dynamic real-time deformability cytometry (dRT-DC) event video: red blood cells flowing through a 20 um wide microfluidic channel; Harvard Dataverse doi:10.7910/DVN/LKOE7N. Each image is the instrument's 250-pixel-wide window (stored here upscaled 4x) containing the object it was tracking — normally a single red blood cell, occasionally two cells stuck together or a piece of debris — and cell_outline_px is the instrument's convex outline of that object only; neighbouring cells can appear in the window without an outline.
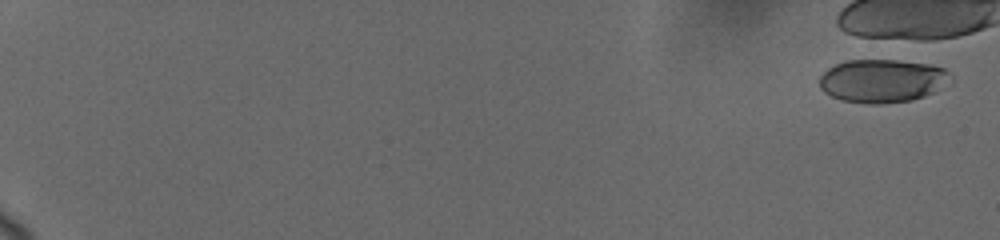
{"species": "human", "species_latin": "Homo sapiens", "temperature_condition": "cold", "stored_images_in_passage": 4, "camera_frame_rate_fps": 3000, "um_per_image_px": 0.085, "donor": {"sex": "female"}, "frame": {"image": 1, "passage_image": 3, "time_ms": 0.667, "image_size_px": [1000, 240], "cell_outline_px": [[948, 72], [932, 92], [924, 96], [912, 100], [880, 104], [868, 104], [840, 100], [824, 92], [820, 88], [820, 76], [828, 68], [844, 60], [896, 60], [928, 64], [944, 68]], "centroid_in_image_um": [74.84, 6.87], "position_along_channel_um": 10.2, "area_um2": 32.25}}